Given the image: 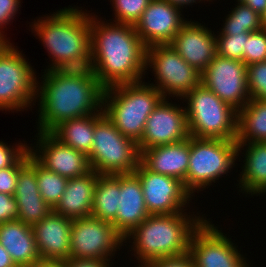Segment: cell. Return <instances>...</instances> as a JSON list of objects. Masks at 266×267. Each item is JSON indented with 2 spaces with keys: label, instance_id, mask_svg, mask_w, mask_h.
<instances>
[{
  "label": "cell",
  "instance_id": "6da1fadb",
  "mask_svg": "<svg viewBox=\"0 0 266 267\" xmlns=\"http://www.w3.org/2000/svg\"><path fill=\"white\" fill-rule=\"evenodd\" d=\"M43 73L37 76V132H51L62 122L103 110L105 88L90 68Z\"/></svg>",
  "mask_w": 266,
  "mask_h": 267
},
{
  "label": "cell",
  "instance_id": "7a4b0ae2",
  "mask_svg": "<svg viewBox=\"0 0 266 267\" xmlns=\"http://www.w3.org/2000/svg\"><path fill=\"white\" fill-rule=\"evenodd\" d=\"M90 47L89 68L105 89L145 79L146 47L134 25L105 21L92 12Z\"/></svg>",
  "mask_w": 266,
  "mask_h": 267
},
{
  "label": "cell",
  "instance_id": "3957f363",
  "mask_svg": "<svg viewBox=\"0 0 266 267\" xmlns=\"http://www.w3.org/2000/svg\"><path fill=\"white\" fill-rule=\"evenodd\" d=\"M31 23V32L41 40L51 60L44 71L90 67L89 10L75 5L63 7Z\"/></svg>",
  "mask_w": 266,
  "mask_h": 267
},
{
  "label": "cell",
  "instance_id": "277c9868",
  "mask_svg": "<svg viewBox=\"0 0 266 267\" xmlns=\"http://www.w3.org/2000/svg\"><path fill=\"white\" fill-rule=\"evenodd\" d=\"M194 213L149 215L124 238V243L130 244L131 255L138 263L184 255L189 252L194 231L207 218L200 211Z\"/></svg>",
  "mask_w": 266,
  "mask_h": 267
},
{
  "label": "cell",
  "instance_id": "5b68a950",
  "mask_svg": "<svg viewBox=\"0 0 266 267\" xmlns=\"http://www.w3.org/2000/svg\"><path fill=\"white\" fill-rule=\"evenodd\" d=\"M163 98L145 80L119 84L104 90L103 111L122 135L138 143L149 115Z\"/></svg>",
  "mask_w": 266,
  "mask_h": 267
},
{
  "label": "cell",
  "instance_id": "8992f818",
  "mask_svg": "<svg viewBox=\"0 0 266 267\" xmlns=\"http://www.w3.org/2000/svg\"><path fill=\"white\" fill-rule=\"evenodd\" d=\"M185 102L189 135L236 141L238 111L202 83L187 93Z\"/></svg>",
  "mask_w": 266,
  "mask_h": 267
},
{
  "label": "cell",
  "instance_id": "52a82bcc",
  "mask_svg": "<svg viewBox=\"0 0 266 267\" xmlns=\"http://www.w3.org/2000/svg\"><path fill=\"white\" fill-rule=\"evenodd\" d=\"M237 142L217 138H196L190 136L189 167L185 189L195 198L199 193L229 176L238 161ZM223 175V176H222ZM218 180V181H217Z\"/></svg>",
  "mask_w": 266,
  "mask_h": 267
},
{
  "label": "cell",
  "instance_id": "ba28073f",
  "mask_svg": "<svg viewBox=\"0 0 266 267\" xmlns=\"http://www.w3.org/2000/svg\"><path fill=\"white\" fill-rule=\"evenodd\" d=\"M87 158L97 174L134 173L140 152L137 143L122 135L101 110L95 113L93 145Z\"/></svg>",
  "mask_w": 266,
  "mask_h": 267
},
{
  "label": "cell",
  "instance_id": "9c48e42d",
  "mask_svg": "<svg viewBox=\"0 0 266 267\" xmlns=\"http://www.w3.org/2000/svg\"><path fill=\"white\" fill-rule=\"evenodd\" d=\"M18 49L12 43L0 54V111H32L36 105L37 72Z\"/></svg>",
  "mask_w": 266,
  "mask_h": 267
},
{
  "label": "cell",
  "instance_id": "30bf717a",
  "mask_svg": "<svg viewBox=\"0 0 266 267\" xmlns=\"http://www.w3.org/2000/svg\"><path fill=\"white\" fill-rule=\"evenodd\" d=\"M146 70L152 71L156 81L155 84L151 80L148 83L156 87L164 98L182 99L201 83V73L169 44L146 48Z\"/></svg>",
  "mask_w": 266,
  "mask_h": 267
},
{
  "label": "cell",
  "instance_id": "8fae6325",
  "mask_svg": "<svg viewBox=\"0 0 266 267\" xmlns=\"http://www.w3.org/2000/svg\"><path fill=\"white\" fill-rule=\"evenodd\" d=\"M127 247L124 238L112 223L93 216L72 220L70 236L71 258L102 259L112 261L115 253Z\"/></svg>",
  "mask_w": 266,
  "mask_h": 267
},
{
  "label": "cell",
  "instance_id": "7c38bea8",
  "mask_svg": "<svg viewBox=\"0 0 266 267\" xmlns=\"http://www.w3.org/2000/svg\"><path fill=\"white\" fill-rule=\"evenodd\" d=\"M212 222L206 218L191 237L189 253L195 267H251L235 240Z\"/></svg>",
  "mask_w": 266,
  "mask_h": 267
},
{
  "label": "cell",
  "instance_id": "4fadbf2b",
  "mask_svg": "<svg viewBox=\"0 0 266 267\" xmlns=\"http://www.w3.org/2000/svg\"><path fill=\"white\" fill-rule=\"evenodd\" d=\"M141 185L150 215L175 214L187 211L193 196L182 181L148 170L141 162L134 171Z\"/></svg>",
  "mask_w": 266,
  "mask_h": 267
},
{
  "label": "cell",
  "instance_id": "5bb4252c",
  "mask_svg": "<svg viewBox=\"0 0 266 267\" xmlns=\"http://www.w3.org/2000/svg\"><path fill=\"white\" fill-rule=\"evenodd\" d=\"M201 83L237 111L251 99L243 61L216 55L201 73Z\"/></svg>",
  "mask_w": 266,
  "mask_h": 267
},
{
  "label": "cell",
  "instance_id": "9a60e30c",
  "mask_svg": "<svg viewBox=\"0 0 266 267\" xmlns=\"http://www.w3.org/2000/svg\"><path fill=\"white\" fill-rule=\"evenodd\" d=\"M170 100V101H168ZM163 98L149 115L143 136L137 143L139 152L150 147L172 144L190 137L185 104L181 98L178 102ZM176 103V104H175Z\"/></svg>",
  "mask_w": 266,
  "mask_h": 267
},
{
  "label": "cell",
  "instance_id": "2e32d148",
  "mask_svg": "<svg viewBox=\"0 0 266 267\" xmlns=\"http://www.w3.org/2000/svg\"><path fill=\"white\" fill-rule=\"evenodd\" d=\"M35 136V145L31 143L29 151L45 169L68 179L80 177L91 170L84 153L63 144L50 132H37Z\"/></svg>",
  "mask_w": 266,
  "mask_h": 267
},
{
  "label": "cell",
  "instance_id": "e0dca14e",
  "mask_svg": "<svg viewBox=\"0 0 266 267\" xmlns=\"http://www.w3.org/2000/svg\"><path fill=\"white\" fill-rule=\"evenodd\" d=\"M183 9L166 0H151L141 18L134 25L146 48L170 44L187 21Z\"/></svg>",
  "mask_w": 266,
  "mask_h": 267
},
{
  "label": "cell",
  "instance_id": "ac0fdd59",
  "mask_svg": "<svg viewBox=\"0 0 266 267\" xmlns=\"http://www.w3.org/2000/svg\"><path fill=\"white\" fill-rule=\"evenodd\" d=\"M202 73L217 55L216 34L207 25L188 19L169 44Z\"/></svg>",
  "mask_w": 266,
  "mask_h": 267
},
{
  "label": "cell",
  "instance_id": "d6986e66",
  "mask_svg": "<svg viewBox=\"0 0 266 267\" xmlns=\"http://www.w3.org/2000/svg\"><path fill=\"white\" fill-rule=\"evenodd\" d=\"M72 219L51 211L32 225L37 252L42 261H65L70 254Z\"/></svg>",
  "mask_w": 266,
  "mask_h": 267
},
{
  "label": "cell",
  "instance_id": "ffe728a7",
  "mask_svg": "<svg viewBox=\"0 0 266 267\" xmlns=\"http://www.w3.org/2000/svg\"><path fill=\"white\" fill-rule=\"evenodd\" d=\"M149 215L138 176L119 174V206L116 218L111 222L116 231L125 238Z\"/></svg>",
  "mask_w": 266,
  "mask_h": 267
},
{
  "label": "cell",
  "instance_id": "44dd1931",
  "mask_svg": "<svg viewBox=\"0 0 266 267\" xmlns=\"http://www.w3.org/2000/svg\"><path fill=\"white\" fill-rule=\"evenodd\" d=\"M14 198L17 201L18 219L33 225L44 219L53 208L40 195L35 171V159L28 155V161L19 169Z\"/></svg>",
  "mask_w": 266,
  "mask_h": 267
},
{
  "label": "cell",
  "instance_id": "7402d4cb",
  "mask_svg": "<svg viewBox=\"0 0 266 267\" xmlns=\"http://www.w3.org/2000/svg\"><path fill=\"white\" fill-rule=\"evenodd\" d=\"M190 137L172 144L142 150L140 162L150 171L174 177L183 182L189 167Z\"/></svg>",
  "mask_w": 266,
  "mask_h": 267
},
{
  "label": "cell",
  "instance_id": "603a6c76",
  "mask_svg": "<svg viewBox=\"0 0 266 267\" xmlns=\"http://www.w3.org/2000/svg\"><path fill=\"white\" fill-rule=\"evenodd\" d=\"M237 153L244 158L238 175L237 188L242 195L266 194V142L237 143ZM243 151V152H242ZM243 155H241V154ZM239 186V187H238ZM241 190V191H240Z\"/></svg>",
  "mask_w": 266,
  "mask_h": 267
},
{
  "label": "cell",
  "instance_id": "cb8c5ba5",
  "mask_svg": "<svg viewBox=\"0 0 266 267\" xmlns=\"http://www.w3.org/2000/svg\"><path fill=\"white\" fill-rule=\"evenodd\" d=\"M97 180L98 174L93 170L80 177L69 178L53 211L72 220L91 216Z\"/></svg>",
  "mask_w": 266,
  "mask_h": 267
},
{
  "label": "cell",
  "instance_id": "d4e9b609",
  "mask_svg": "<svg viewBox=\"0 0 266 267\" xmlns=\"http://www.w3.org/2000/svg\"><path fill=\"white\" fill-rule=\"evenodd\" d=\"M0 244L17 267H31L41 261L32 225L19 220L0 224Z\"/></svg>",
  "mask_w": 266,
  "mask_h": 267
},
{
  "label": "cell",
  "instance_id": "484cf974",
  "mask_svg": "<svg viewBox=\"0 0 266 267\" xmlns=\"http://www.w3.org/2000/svg\"><path fill=\"white\" fill-rule=\"evenodd\" d=\"M95 131V114L70 119L57 125L50 133L65 145L90 154Z\"/></svg>",
  "mask_w": 266,
  "mask_h": 267
},
{
  "label": "cell",
  "instance_id": "4316f807",
  "mask_svg": "<svg viewBox=\"0 0 266 267\" xmlns=\"http://www.w3.org/2000/svg\"><path fill=\"white\" fill-rule=\"evenodd\" d=\"M237 143L266 142V102L256 99L238 111Z\"/></svg>",
  "mask_w": 266,
  "mask_h": 267
},
{
  "label": "cell",
  "instance_id": "83f0119b",
  "mask_svg": "<svg viewBox=\"0 0 266 267\" xmlns=\"http://www.w3.org/2000/svg\"><path fill=\"white\" fill-rule=\"evenodd\" d=\"M119 206V174H98L91 216L112 222Z\"/></svg>",
  "mask_w": 266,
  "mask_h": 267
},
{
  "label": "cell",
  "instance_id": "f1b7e54d",
  "mask_svg": "<svg viewBox=\"0 0 266 267\" xmlns=\"http://www.w3.org/2000/svg\"><path fill=\"white\" fill-rule=\"evenodd\" d=\"M236 4L222 20L223 26L219 31L223 35H235L261 30V16L243 3Z\"/></svg>",
  "mask_w": 266,
  "mask_h": 267
},
{
  "label": "cell",
  "instance_id": "f546056e",
  "mask_svg": "<svg viewBox=\"0 0 266 267\" xmlns=\"http://www.w3.org/2000/svg\"><path fill=\"white\" fill-rule=\"evenodd\" d=\"M37 185L44 201L54 208L60 201L68 182V178L49 171L35 160Z\"/></svg>",
  "mask_w": 266,
  "mask_h": 267
},
{
  "label": "cell",
  "instance_id": "4dcf8cb0",
  "mask_svg": "<svg viewBox=\"0 0 266 267\" xmlns=\"http://www.w3.org/2000/svg\"><path fill=\"white\" fill-rule=\"evenodd\" d=\"M151 0H110L113 16L109 21L135 25Z\"/></svg>",
  "mask_w": 266,
  "mask_h": 267
},
{
  "label": "cell",
  "instance_id": "1f68e13d",
  "mask_svg": "<svg viewBox=\"0 0 266 267\" xmlns=\"http://www.w3.org/2000/svg\"><path fill=\"white\" fill-rule=\"evenodd\" d=\"M216 33L217 55L244 62V49L250 32L235 35Z\"/></svg>",
  "mask_w": 266,
  "mask_h": 267
},
{
  "label": "cell",
  "instance_id": "d6a6232c",
  "mask_svg": "<svg viewBox=\"0 0 266 267\" xmlns=\"http://www.w3.org/2000/svg\"><path fill=\"white\" fill-rule=\"evenodd\" d=\"M247 81L251 99L266 102V61L247 66Z\"/></svg>",
  "mask_w": 266,
  "mask_h": 267
},
{
  "label": "cell",
  "instance_id": "836d02e7",
  "mask_svg": "<svg viewBox=\"0 0 266 267\" xmlns=\"http://www.w3.org/2000/svg\"><path fill=\"white\" fill-rule=\"evenodd\" d=\"M266 61V31L251 32L244 49V63L249 66Z\"/></svg>",
  "mask_w": 266,
  "mask_h": 267
},
{
  "label": "cell",
  "instance_id": "e575fe53",
  "mask_svg": "<svg viewBox=\"0 0 266 267\" xmlns=\"http://www.w3.org/2000/svg\"><path fill=\"white\" fill-rule=\"evenodd\" d=\"M29 149L11 166L0 170V192L14 196L19 169L28 161Z\"/></svg>",
  "mask_w": 266,
  "mask_h": 267
},
{
  "label": "cell",
  "instance_id": "d590c367",
  "mask_svg": "<svg viewBox=\"0 0 266 267\" xmlns=\"http://www.w3.org/2000/svg\"><path fill=\"white\" fill-rule=\"evenodd\" d=\"M23 142L11 146L0 140V170L11 167L29 149V144Z\"/></svg>",
  "mask_w": 266,
  "mask_h": 267
},
{
  "label": "cell",
  "instance_id": "8d00e7d4",
  "mask_svg": "<svg viewBox=\"0 0 266 267\" xmlns=\"http://www.w3.org/2000/svg\"><path fill=\"white\" fill-rule=\"evenodd\" d=\"M18 219L17 201L14 196L0 192V224Z\"/></svg>",
  "mask_w": 266,
  "mask_h": 267
},
{
  "label": "cell",
  "instance_id": "74e56055",
  "mask_svg": "<svg viewBox=\"0 0 266 267\" xmlns=\"http://www.w3.org/2000/svg\"><path fill=\"white\" fill-rule=\"evenodd\" d=\"M22 0H0V31L5 33L4 28L13 22L15 15L21 8ZM12 21V22H11Z\"/></svg>",
  "mask_w": 266,
  "mask_h": 267
},
{
  "label": "cell",
  "instance_id": "f35d334b",
  "mask_svg": "<svg viewBox=\"0 0 266 267\" xmlns=\"http://www.w3.org/2000/svg\"><path fill=\"white\" fill-rule=\"evenodd\" d=\"M148 264L151 267H195V262L189 252L180 256L159 258Z\"/></svg>",
  "mask_w": 266,
  "mask_h": 267
},
{
  "label": "cell",
  "instance_id": "ab89813d",
  "mask_svg": "<svg viewBox=\"0 0 266 267\" xmlns=\"http://www.w3.org/2000/svg\"><path fill=\"white\" fill-rule=\"evenodd\" d=\"M114 262L102 259L71 258L64 261L65 267H112Z\"/></svg>",
  "mask_w": 266,
  "mask_h": 267
},
{
  "label": "cell",
  "instance_id": "60d3db41",
  "mask_svg": "<svg viewBox=\"0 0 266 267\" xmlns=\"http://www.w3.org/2000/svg\"><path fill=\"white\" fill-rule=\"evenodd\" d=\"M237 3H243L249 6L253 11L260 16L266 11V0H234Z\"/></svg>",
  "mask_w": 266,
  "mask_h": 267
},
{
  "label": "cell",
  "instance_id": "b9f144b4",
  "mask_svg": "<svg viewBox=\"0 0 266 267\" xmlns=\"http://www.w3.org/2000/svg\"><path fill=\"white\" fill-rule=\"evenodd\" d=\"M0 267H17L9 253L0 244Z\"/></svg>",
  "mask_w": 266,
  "mask_h": 267
},
{
  "label": "cell",
  "instance_id": "7bdbcfd3",
  "mask_svg": "<svg viewBox=\"0 0 266 267\" xmlns=\"http://www.w3.org/2000/svg\"><path fill=\"white\" fill-rule=\"evenodd\" d=\"M166 1H168L169 3L173 5H177L178 7H181L182 9H184V7H186L187 9V6L190 7L198 3L201 4L203 1L204 3L205 1L208 2L207 0H166Z\"/></svg>",
  "mask_w": 266,
  "mask_h": 267
},
{
  "label": "cell",
  "instance_id": "ee69618b",
  "mask_svg": "<svg viewBox=\"0 0 266 267\" xmlns=\"http://www.w3.org/2000/svg\"><path fill=\"white\" fill-rule=\"evenodd\" d=\"M31 267H65L64 261H40Z\"/></svg>",
  "mask_w": 266,
  "mask_h": 267
},
{
  "label": "cell",
  "instance_id": "f6af8a7d",
  "mask_svg": "<svg viewBox=\"0 0 266 267\" xmlns=\"http://www.w3.org/2000/svg\"><path fill=\"white\" fill-rule=\"evenodd\" d=\"M10 42V39L6 38V33L4 35V33L0 31V54L12 44Z\"/></svg>",
  "mask_w": 266,
  "mask_h": 267
},
{
  "label": "cell",
  "instance_id": "bcb514c9",
  "mask_svg": "<svg viewBox=\"0 0 266 267\" xmlns=\"http://www.w3.org/2000/svg\"><path fill=\"white\" fill-rule=\"evenodd\" d=\"M262 29L266 31V11L261 15Z\"/></svg>",
  "mask_w": 266,
  "mask_h": 267
},
{
  "label": "cell",
  "instance_id": "7dc6e473",
  "mask_svg": "<svg viewBox=\"0 0 266 267\" xmlns=\"http://www.w3.org/2000/svg\"><path fill=\"white\" fill-rule=\"evenodd\" d=\"M134 267V266H133ZM136 267H151L148 263H138Z\"/></svg>",
  "mask_w": 266,
  "mask_h": 267
}]
</instances>
